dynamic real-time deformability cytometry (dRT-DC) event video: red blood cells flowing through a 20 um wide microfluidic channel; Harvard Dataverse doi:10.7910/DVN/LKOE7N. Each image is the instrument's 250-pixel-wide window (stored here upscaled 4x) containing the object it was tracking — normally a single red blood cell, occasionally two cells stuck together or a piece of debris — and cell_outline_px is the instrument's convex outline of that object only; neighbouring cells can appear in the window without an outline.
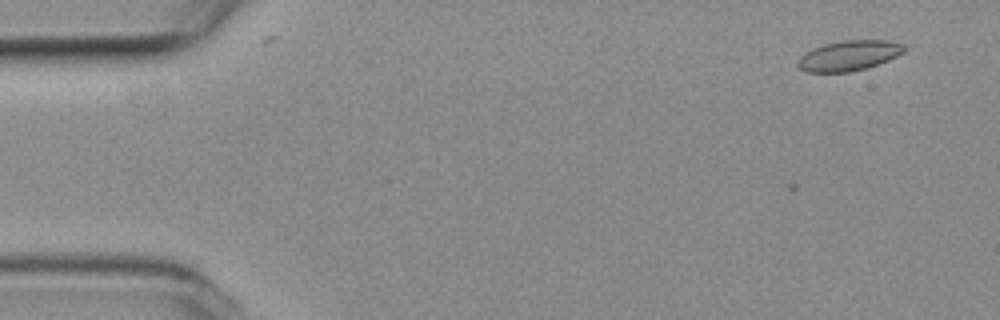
{"species": "common noctule bat (a hibernating species)", "species_latin": "Nyctalus noctula", "temperature_condition": "room temperature", "stored_images_in_passage": 5, "camera_frame_rate_fps": 3000, "um_per_image_px": 0.085, "animal": {"sex": "female", "body_mass_g": 19.3, "forearm_length_mm": 54.1}, "frame": {"image": 1, "passage_image": 2, "time_ms": 0.333, "image_size_px": [1000, 320], "cell_outline_px": [[908, 48], [904, 52], [888, 60], [864, 68], [848, 72], [808, 72], [800, 68], [796, 64], [800, 56], [812, 48], [824, 44], [844, 40], [884, 40], [904, 44]], "centroid_in_image_um": [72.16, 4.71], "position_along_channel_um": 12.8, "area_um2": 18.61}}